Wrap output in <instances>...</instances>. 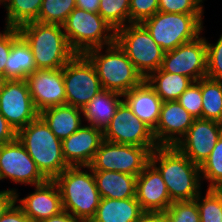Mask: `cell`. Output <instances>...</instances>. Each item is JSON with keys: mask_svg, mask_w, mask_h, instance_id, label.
Listing matches in <instances>:
<instances>
[{"mask_svg": "<svg viewBox=\"0 0 222 222\" xmlns=\"http://www.w3.org/2000/svg\"><path fill=\"white\" fill-rule=\"evenodd\" d=\"M149 162L160 172L172 202L194 200L201 192L200 166L175 146H158Z\"/></svg>", "mask_w": 222, "mask_h": 222, "instance_id": "obj_1", "label": "cell"}, {"mask_svg": "<svg viewBox=\"0 0 222 222\" xmlns=\"http://www.w3.org/2000/svg\"><path fill=\"white\" fill-rule=\"evenodd\" d=\"M53 181L59 188L63 210L81 222H90L101 201L92 169L89 166H69Z\"/></svg>", "mask_w": 222, "mask_h": 222, "instance_id": "obj_2", "label": "cell"}, {"mask_svg": "<svg viewBox=\"0 0 222 222\" xmlns=\"http://www.w3.org/2000/svg\"><path fill=\"white\" fill-rule=\"evenodd\" d=\"M16 137L47 180H54L69 167L63 157L61 140L40 116L18 130Z\"/></svg>", "mask_w": 222, "mask_h": 222, "instance_id": "obj_3", "label": "cell"}, {"mask_svg": "<svg viewBox=\"0 0 222 222\" xmlns=\"http://www.w3.org/2000/svg\"><path fill=\"white\" fill-rule=\"evenodd\" d=\"M18 30L31 47L37 69L63 68L76 55L61 25L34 21Z\"/></svg>", "mask_w": 222, "mask_h": 222, "instance_id": "obj_4", "label": "cell"}, {"mask_svg": "<svg viewBox=\"0 0 222 222\" xmlns=\"http://www.w3.org/2000/svg\"><path fill=\"white\" fill-rule=\"evenodd\" d=\"M84 55L94 65L103 90L124 95L145 80L116 41L105 47L91 49Z\"/></svg>", "mask_w": 222, "mask_h": 222, "instance_id": "obj_5", "label": "cell"}, {"mask_svg": "<svg viewBox=\"0 0 222 222\" xmlns=\"http://www.w3.org/2000/svg\"><path fill=\"white\" fill-rule=\"evenodd\" d=\"M67 41L76 54L115 42L116 31L99 13L75 8L62 25Z\"/></svg>", "mask_w": 222, "mask_h": 222, "instance_id": "obj_6", "label": "cell"}, {"mask_svg": "<svg viewBox=\"0 0 222 222\" xmlns=\"http://www.w3.org/2000/svg\"><path fill=\"white\" fill-rule=\"evenodd\" d=\"M203 14L165 13L157 11L142 22L155 42L166 52L199 37L203 31Z\"/></svg>", "mask_w": 222, "mask_h": 222, "instance_id": "obj_7", "label": "cell"}, {"mask_svg": "<svg viewBox=\"0 0 222 222\" xmlns=\"http://www.w3.org/2000/svg\"><path fill=\"white\" fill-rule=\"evenodd\" d=\"M115 41L144 79L161 68L165 51L142 23H130L118 29Z\"/></svg>", "mask_w": 222, "mask_h": 222, "instance_id": "obj_8", "label": "cell"}, {"mask_svg": "<svg viewBox=\"0 0 222 222\" xmlns=\"http://www.w3.org/2000/svg\"><path fill=\"white\" fill-rule=\"evenodd\" d=\"M150 154L146 147L103 139L89 167L92 171H115L138 176L149 163Z\"/></svg>", "mask_w": 222, "mask_h": 222, "instance_id": "obj_9", "label": "cell"}, {"mask_svg": "<svg viewBox=\"0 0 222 222\" xmlns=\"http://www.w3.org/2000/svg\"><path fill=\"white\" fill-rule=\"evenodd\" d=\"M66 104L83 109L101 90L96 69L84 54H76L64 67Z\"/></svg>", "mask_w": 222, "mask_h": 222, "instance_id": "obj_10", "label": "cell"}, {"mask_svg": "<svg viewBox=\"0 0 222 222\" xmlns=\"http://www.w3.org/2000/svg\"><path fill=\"white\" fill-rule=\"evenodd\" d=\"M103 139L119 144L146 147L150 152L158 147L153 130L133 114L124 100L104 129Z\"/></svg>", "mask_w": 222, "mask_h": 222, "instance_id": "obj_11", "label": "cell"}, {"mask_svg": "<svg viewBox=\"0 0 222 222\" xmlns=\"http://www.w3.org/2000/svg\"><path fill=\"white\" fill-rule=\"evenodd\" d=\"M161 69L173 74H181L194 82L207 75V47L205 37L179 45L164 53Z\"/></svg>", "mask_w": 222, "mask_h": 222, "instance_id": "obj_12", "label": "cell"}, {"mask_svg": "<svg viewBox=\"0 0 222 222\" xmlns=\"http://www.w3.org/2000/svg\"><path fill=\"white\" fill-rule=\"evenodd\" d=\"M5 178L32 186L47 181L17 137L0 146V180Z\"/></svg>", "mask_w": 222, "mask_h": 222, "instance_id": "obj_13", "label": "cell"}, {"mask_svg": "<svg viewBox=\"0 0 222 222\" xmlns=\"http://www.w3.org/2000/svg\"><path fill=\"white\" fill-rule=\"evenodd\" d=\"M0 113L16 130L39 116L25 80H7L0 92Z\"/></svg>", "mask_w": 222, "mask_h": 222, "instance_id": "obj_14", "label": "cell"}, {"mask_svg": "<svg viewBox=\"0 0 222 222\" xmlns=\"http://www.w3.org/2000/svg\"><path fill=\"white\" fill-rule=\"evenodd\" d=\"M221 135V123L197 118L175 147L194 164L201 166Z\"/></svg>", "mask_w": 222, "mask_h": 222, "instance_id": "obj_15", "label": "cell"}, {"mask_svg": "<svg viewBox=\"0 0 222 222\" xmlns=\"http://www.w3.org/2000/svg\"><path fill=\"white\" fill-rule=\"evenodd\" d=\"M36 110L66 104L63 68L37 69L25 79Z\"/></svg>", "mask_w": 222, "mask_h": 222, "instance_id": "obj_16", "label": "cell"}, {"mask_svg": "<svg viewBox=\"0 0 222 222\" xmlns=\"http://www.w3.org/2000/svg\"><path fill=\"white\" fill-rule=\"evenodd\" d=\"M195 118L178 101H165L153 135L158 146H175Z\"/></svg>", "mask_w": 222, "mask_h": 222, "instance_id": "obj_17", "label": "cell"}, {"mask_svg": "<svg viewBox=\"0 0 222 222\" xmlns=\"http://www.w3.org/2000/svg\"><path fill=\"white\" fill-rule=\"evenodd\" d=\"M136 199L150 213H164L172 203L160 172L150 162L137 176Z\"/></svg>", "mask_w": 222, "mask_h": 222, "instance_id": "obj_18", "label": "cell"}, {"mask_svg": "<svg viewBox=\"0 0 222 222\" xmlns=\"http://www.w3.org/2000/svg\"><path fill=\"white\" fill-rule=\"evenodd\" d=\"M103 141V131L92 125H82L62 140V153L69 166H89Z\"/></svg>", "mask_w": 222, "mask_h": 222, "instance_id": "obj_19", "label": "cell"}, {"mask_svg": "<svg viewBox=\"0 0 222 222\" xmlns=\"http://www.w3.org/2000/svg\"><path fill=\"white\" fill-rule=\"evenodd\" d=\"M35 191L19 199L16 193V202L32 222H41L51 216L59 214L62 208L61 194L53 180L36 185Z\"/></svg>", "mask_w": 222, "mask_h": 222, "instance_id": "obj_20", "label": "cell"}, {"mask_svg": "<svg viewBox=\"0 0 222 222\" xmlns=\"http://www.w3.org/2000/svg\"><path fill=\"white\" fill-rule=\"evenodd\" d=\"M123 98L136 117L152 130L156 128L163 101L146 80L124 94Z\"/></svg>", "mask_w": 222, "mask_h": 222, "instance_id": "obj_21", "label": "cell"}, {"mask_svg": "<svg viewBox=\"0 0 222 222\" xmlns=\"http://www.w3.org/2000/svg\"><path fill=\"white\" fill-rule=\"evenodd\" d=\"M81 113L82 109L64 104L46 108L39 113V116L62 141L83 125Z\"/></svg>", "mask_w": 222, "mask_h": 222, "instance_id": "obj_22", "label": "cell"}, {"mask_svg": "<svg viewBox=\"0 0 222 222\" xmlns=\"http://www.w3.org/2000/svg\"><path fill=\"white\" fill-rule=\"evenodd\" d=\"M144 213L136 197L101 198L96 214L90 222H136Z\"/></svg>", "mask_w": 222, "mask_h": 222, "instance_id": "obj_23", "label": "cell"}, {"mask_svg": "<svg viewBox=\"0 0 222 222\" xmlns=\"http://www.w3.org/2000/svg\"><path fill=\"white\" fill-rule=\"evenodd\" d=\"M93 175L101 198L136 197L137 176L115 171H93Z\"/></svg>", "mask_w": 222, "mask_h": 222, "instance_id": "obj_24", "label": "cell"}, {"mask_svg": "<svg viewBox=\"0 0 222 222\" xmlns=\"http://www.w3.org/2000/svg\"><path fill=\"white\" fill-rule=\"evenodd\" d=\"M123 95L101 90L84 108L82 114L89 125L99 128L102 131L108 126L114 116L119 104L123 101Z\"/></svg>", "mask_w": 222, "mask_h": 222, "instance_id": "obj_25", "label": "cell"}, {"mask_svg": "<svg viewBox=\"0 0 222 222\" xmlns=\"http://www.w3.org/2000/svg\"><path fill=\"white\" fill-rule=\"evenodd\" d=\"M36 68L34 55L29 44L19 35L13 42L5 64L7 80H25Z\"/></svg>", "mask_w": 222, "mask_h": 222, "instance_id": "obj_26", "label": "cell"}, {"mask_svg": "<svg viewBox=\"0 0 222 222\" xmlns=\"http://www.w3.org/2000/svg\"><path fill=\"white\" fill-rule=\"evenodd\" d=\"M156 94L165 101H177L180 95L194 82L191 78L163 71L159 68L146 79Z\"/></svg>", "mask_w": 222, "mask_h": 222, "instance_id": "obj_27", "label": "cell"}, {"mask_svg": "<svg viewBox=\"0 0 222 222\" xmlns=\"http://www.w3.org/2000/svg\"><path fill=\"white\" fill-rule=\"evenodd\" d=\"M43 0H3L7 10L6 26L19 28L20 26L37 20Z\"/></svg>", "mask_w": 222, "mask_h": 222, "instance_id": "obj_28", "label": "cell"}, {"mask_svg": "<svg viewBox=\"0 0 222 222\" xmlns=\"http://www.w3.org/2000/svg\"><path fill=\"white\" fill-rule=\"evenodd\" d=\"M202 113L201 119L222 124V81L201 79Z\"/></svg>", "mask_w": 222, "mask_h": 222, "instance_id": "obj_29", "label": "cell"}, {"mask_svg": "<svg viewBox=\"0 0 222 222\" xmlns=\"http://www.w3.org/2000/svg\"><path fill=\"white\" fill-rule=\"evenodd\" d=\"M130 0H100L98 13L115 30L130 24Z\"/></svg>", "mask_w": 222, "mask_h": 222, "instance_id": "obj_30", "label": "cell"}, {"mask_svg": "<svg viewBox=\"0 0 222 222\" xmlns=\"http://www.w3.org/2000/svg\"><path fill=\"white\" fill-rule=\"evenodd\" d=\"M76 8V0H43L37 22L63 25Z\"/></svg>", "mask_w": 222, "mask_h": 222, "instance_id": "obj_31", "label": "cell"}, {"mask_svg": "<svg viewBox=\"0 0 222 222\" xmlns=\"http://www.w3.org/2000/svg\"><path fill=\"white\" fill-rule=\"evenodd\" d=\"M197 203L200 222H222V190L207 188L203 197L201 192L194 199Z\"/></svg>", "mask_w": 222, "mask_h": 222, "instance_id": "obj_32", "label": "cell"}, {"mask_svg": "<svg viewBox=\"0 0 222 222\" xmlns=\"http://www.w3.org/2000/svg\"><path fill=\"white\" fill-rule=\"evenodd\" d=\"M200 172L202 180L205 179L210 183L208 188H222V135L208 158L200 166Z\"/></svg>", "mask_w": 222, "mask_h": 222, "instance_id": "obj_33", "label": "cell"}, {"mask_svg": "<svg viewBox=\"0 0 222 222\" xmlns=\"http://www.w3.org/2000/svg\"><path fill=\"white\" fill-rule=\"evenodd\" d=\"M163 215L165 222H200L195 200L172 202Z\"/></svg>", "mask_w": 222, "mask_h": 222, "instance_id": "obj_34", "label": "cell"}, {"mask_svg": "<svg viewBox=\"0 0 222 222\" xmlns=\"http://www.w3.org/2000/svg\"><path fill=\"white\" fill-rule=\"evenodd\" d=\"M177 101L195 119L201 118V113H202L201 79L196 82H193L180 95Z\"/></svg>", "mask_w": 222, "mask_h": 222, "instance_id": "obj_35", "label": "cell"}, {"mask_svg": "<svg viewBox=\"0 0 222 222\" xmlns=\"http://www.w3.org/2000/svg\"><path fill=\"white\" fill-rule=\"evenodd\" d=\"M203 0H158V11L165 13L204 14Z\"/></svg>", "mask_w": 222, "mask_h": 222, "instance_id": "obj_36", "label": "cell"}, {"mask_svg": "<svg viewBox=\"0 0 222 222\" xmlns=\"http://www.w3.org/2000/svg\"><path fill=\"white\" fill-rule=\"evenodd\" d=\"M207 47V75L206 77L222 81V34L216 44L206 40Z\"/></svg>", "mask_w": 222, "mask_h": 222, "instance_id": "obj_37", "label": "cell"}, {"mask_svg": "<svg viewBox=\"0 0 222 222\" xmlns=\"http://www.w3.org/2000/svg\"><path fill=\"white\" fill-rule=\"evenodd\" d=\"M130 23H142L158 11V0H130Z\"/></svg>", "mask_w": 222, "mask_h": 222, "instance_id": "obj_38", "label": "cell"}, {"mask_svg": "<svg viewBox=\"0 0 222 222\" xmlns=\"http://www.w3.org/2000/svg\"><path fill=\"white\" fill-rule=\"evenodd\" d=\"M2 32H0V74L5 77V64L11 52L12 42L20 35V32L18 28L12 27H6Z\"/></svg>", "mask_w": 222, "mask_h": 222, "instance_id": "obj_39", "label": "cell"}, {"mask_svg": "<svg viewBox=\"0 0 222 222\" xmlns=\"http://www.w3.org/2000/svg\"><path fill=\"white\" fill-rule=\"evenodd\" d=\"M16 203L0 218V222H32L23 209L19 205H16Z\"/></svg>", "mask_w": 222, "mask_h": 222, "instance_id": "obj_40", "label": "cell"}, {"mask_svg": "<svg viewBox=\"0 0 222 222\" xmlns=\"http://www.w3.org/2000/svg\"><path fill=\"white\" fill-rule=\"evenodd\" d=\"M17 136L16 130L7 122L0 113V146L13 141Z\"/></svg>", "mask_w": 222, "mask_h": 222, "instance_id": "obj_41", "label": "cell"}, {"mask_svg": "<svg viewBox=\"0 0 222 222\" xmlns=\"http://www.w3.org/2000/svg\"><path fill=\"white\" fill-rule=\"evenodd\" d=\"M16 191L15 188L0 191V218L16 202Z\"/></svg>", "mask_w": 222, "mask_h": 222, "instance_id": "obj_42", "label": "cell"}, {"mask_svg": "<svg viewBox=\"0 0 222 222\" xmlns=\"http://www.w3.org/2000/svg\"><path fill=\"white\" fill-rule=\"evenodd\" d=\"M41 222H81L71 213L62 210L59 214L51 216L48 219H45Z\"/></svg>", "mask_w": 222, "mask_h": 222, "instance_id": "obj_43", "label": "cell"}, {"mask_svg": "<svg viewBox=\"0 0 222 222\" xmlns=\"http://www.w3.org/2000/svg\"><path fill=\"white\" fill-rule=\"evenodd\" d=\"M100 0H76V7L89 12L98 13Z\"/></svg>", "mask_w": 222, "mask_h": 222, "instance_id": "obj_44", "label": "cell"}, {"mask_svg": "<svg viewBox=\"0 0 222 222\" xmlns=\"http://www.w3.org/2000/svg\"><path fill=\"white\" fill-rule=\"evenodd\" d=\"M136 222H165L163 213L145 212Z\"/></svg>", "mask_w": 222, "mask_h": 222, "instance_id": "obj_45", "label": "cell"}, {"mask_svg": "<svg viewBox=\"0 0 222 222\" xmlns=\"http://www.w3.org/2000/svg\"><path fill=\"white\" fill-rule=\"evenodd\" d=\"M6 81L7 79L3 75L0 74V92L2 91Z\"/></svg>", "mask_w": 222, "mask_h": 222, "instance_id": "obj_46", "label": "cell"}]
</instances>
